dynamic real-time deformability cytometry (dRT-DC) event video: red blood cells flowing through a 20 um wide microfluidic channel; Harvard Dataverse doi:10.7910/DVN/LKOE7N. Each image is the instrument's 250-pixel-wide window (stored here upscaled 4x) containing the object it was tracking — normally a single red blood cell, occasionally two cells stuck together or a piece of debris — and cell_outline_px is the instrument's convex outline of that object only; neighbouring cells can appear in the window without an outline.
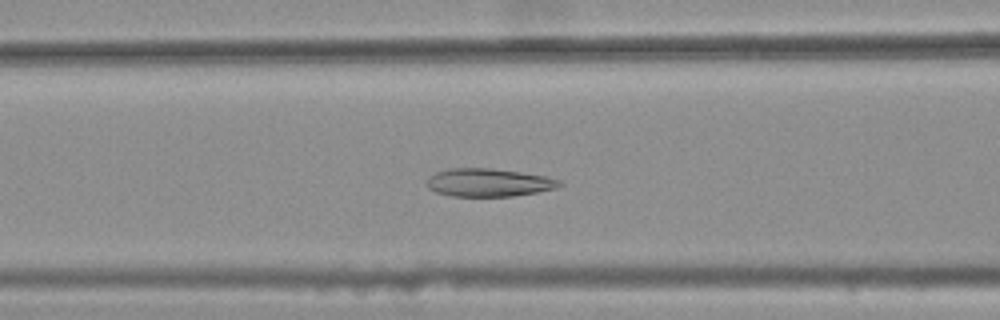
{"species": "common noctule bat (a hibernating species)", "species_latin": "Nyctalus noctula", "temperature_condition": "warm", "stored_images_in_passage": 46, "camera_frame_rate_fps": 3000, "um_per_image_px": 0.085, "animal": {"sex": "female", "body_mass_g": 25.1}, "frame": {"image": 1, "passage_image": 22, "time_ms": 7.0, "image_size_px": [1000, 320], "cell_outline_px": [[564, 184], [556, 188], [536, 192], [512, 196], [452, 196], [436, 192], [428, 188], [424, 184], [428, 176], [436, 172], [448, 168], [492, 168], [520, 172], [544, 176], [560, 180]], "centroid_in_image_um": [41.48, 15.51], "position_along_channel_um": 125.1, "area_um2": 21.79}}
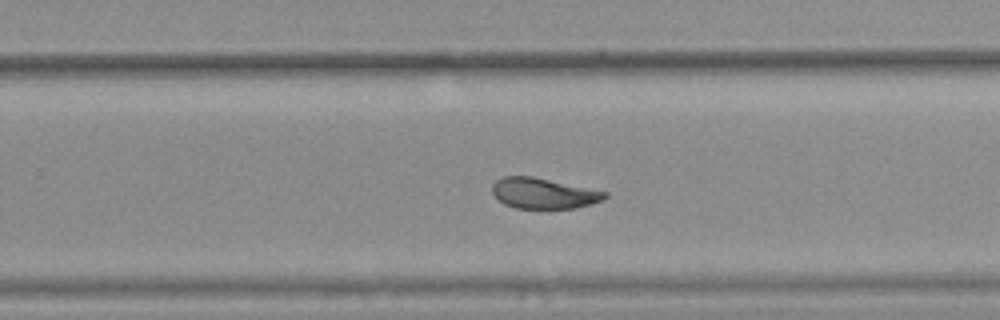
{"frame": {"image": 2, "passage_image": 35, "time_ms": 11.333, "image_size_px": [1000, 320], "cell_outline_px": [[608, 196], [592, 204], [576, 208], [516, 208], [504, 204], [492, 192], [492, 184], [496, 180], [504, 176], [532, 176], [608, 192]], "centroid_in_image_um": [46.19, 16.43], "position_along_channel_um": 283.6, "area_um2": 19.94}}
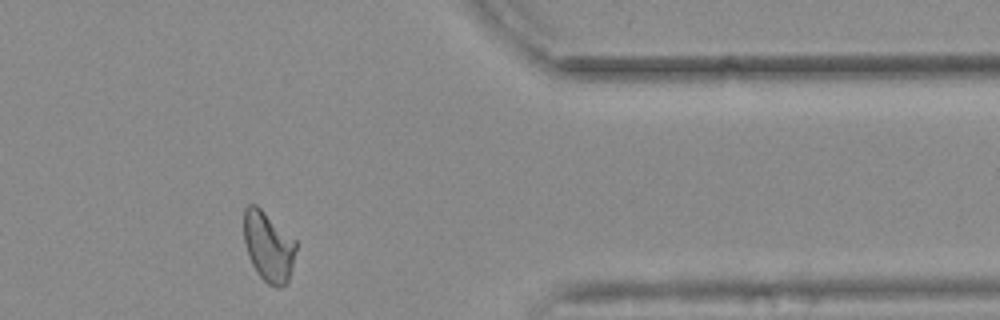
{"frame": {"image": 3, "passage_image": 45, "time_ms": 14.667, "image_size_px": [1000, 320], "cell_outline_px": [[296, 248], [292, 268], [288, 280], [280, 288], [276, 288], [268, 284], [256, 272], [248, 256], [244, 240], [244, 208], [248, 204], [256, 204], [296, 240]], "centroid_in_image_um": [22.81, 20.95], "position_along_channel_um": 388.6, "area_um2": 21.27}, "authors_computed_cell_mechanics": {"area_um2": 22.253, "velocity_mm_per_s": 3.6677, "shape_relaxation_time_tau1_ms": null, "shape_relaxation_time_tau2_ms": 2.0584, "deformation_change_tau1": null, "deformation_change_tau2": 0.077}}